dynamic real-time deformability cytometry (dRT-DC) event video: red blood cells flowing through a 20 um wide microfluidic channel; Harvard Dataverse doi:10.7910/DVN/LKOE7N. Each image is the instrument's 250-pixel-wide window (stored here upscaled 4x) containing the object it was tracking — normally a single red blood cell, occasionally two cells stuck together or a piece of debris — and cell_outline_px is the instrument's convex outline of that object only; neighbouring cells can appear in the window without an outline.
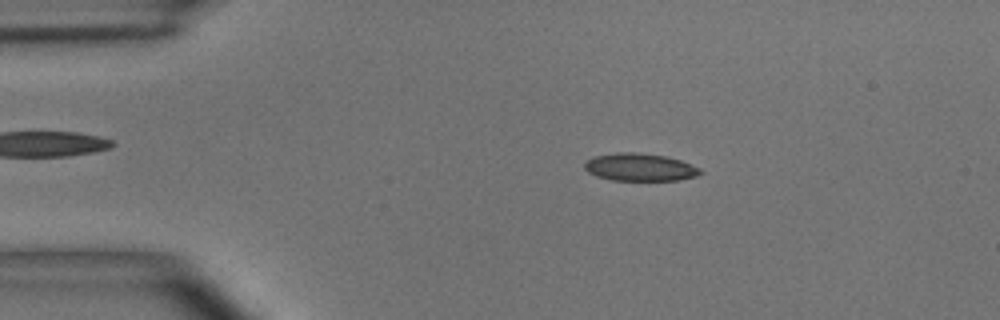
{"species": "common noctule bat (a hibernating species)", "species_latin": "Nyctalus noctula", "temperature_condition": "room temperature", "stored_images_in_passage": 4, "camera_frame_rate_fps": 3000, "um_per_image_px": 0.085, "animal": {"sex": "male", "body_mass_g": 15.6}, "frame": {"image": 1, "passage_image": 2, "time_ms": 1.333, "image_size_px": [1000, 320], "cell_outline_px": [[704, 172], [696, 176], [680, 180], [612, 180], [596, 176], [588, 172], [584, 168], [584, 164], [588, 160], [596, 156], [616, 152], [636, 152], [664, 156], [680, 160], [700, 168]], "centroid_in_image_um": [54.4, 14.21], "position_along_channel_um": 30.6, "area_um2": 18.55}}
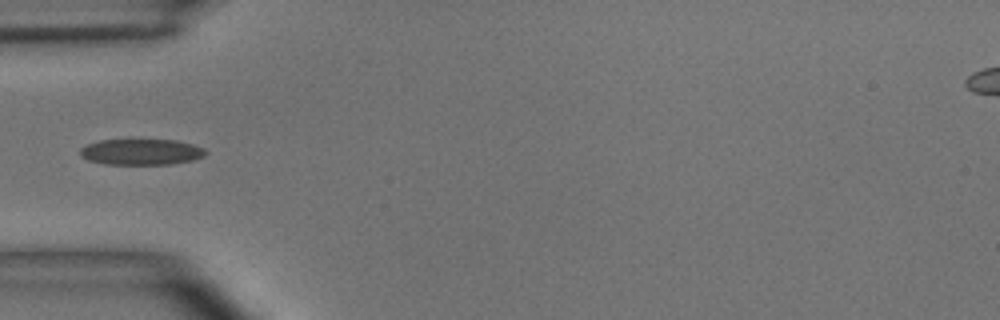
{"frame": {"image": 2, "passage_image": 4, "time_ms": 3.667, "image_size_px": [1000, 320], "cell_outline_px": [[208, 152], [204, 156], [192, 160], [172, 164], [104, 164], [88, 160], [80, 156], [80, 148], [84, 144], [100, 140], [176, 140], [192, 144], [204, 148]], "centroid_in_image_um": [11.98, 12.91], "position_along_channel_um": 73.0, "area_um2": 19.07}}